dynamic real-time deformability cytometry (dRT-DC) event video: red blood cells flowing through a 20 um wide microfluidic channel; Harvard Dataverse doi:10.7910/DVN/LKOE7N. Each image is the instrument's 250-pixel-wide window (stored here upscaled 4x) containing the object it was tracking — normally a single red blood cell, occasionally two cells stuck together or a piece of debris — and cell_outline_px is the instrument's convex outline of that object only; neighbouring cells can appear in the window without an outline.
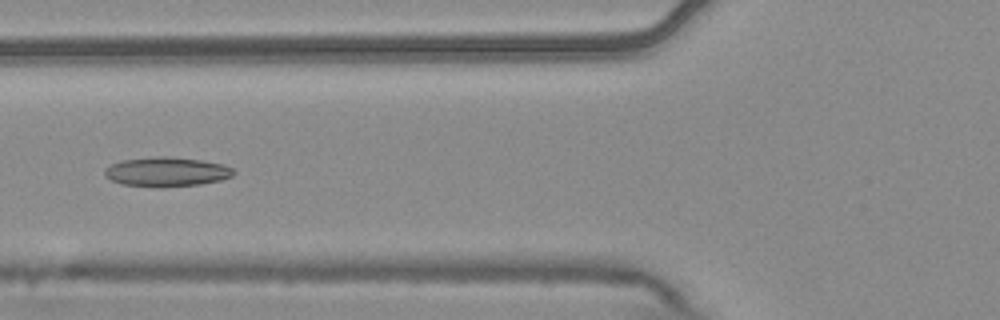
{"species": "common noctule bat (a hibernating species)", "species_latin": "Nyctalus noctula", "temperature_condition": "warm", "stored_images_in_passage": 5, "camera_frame_rate_fps": 3000, "um_per_image_px": 0.085, "animal": {"sex": "male", "body_mass_g": 20.4}, "frame": {"image": 1, "passage_image": 5, "time_ms": 1.333, "image_size_px": [1000, 320], "cell_outline_px": [[236, 172], [232, 176], [220, 180], [200, 184], [164, 188], [156, 188], [120, 184], [104, 176], [104, 168], [120, 160], [156, 156], [168, 156], [200, 160], [224, 164], [232, 168]], "centroid_in_image_um": [14.13, 14.61], "position_along_channel_um": 111.7, "area_um2": 22.48}}